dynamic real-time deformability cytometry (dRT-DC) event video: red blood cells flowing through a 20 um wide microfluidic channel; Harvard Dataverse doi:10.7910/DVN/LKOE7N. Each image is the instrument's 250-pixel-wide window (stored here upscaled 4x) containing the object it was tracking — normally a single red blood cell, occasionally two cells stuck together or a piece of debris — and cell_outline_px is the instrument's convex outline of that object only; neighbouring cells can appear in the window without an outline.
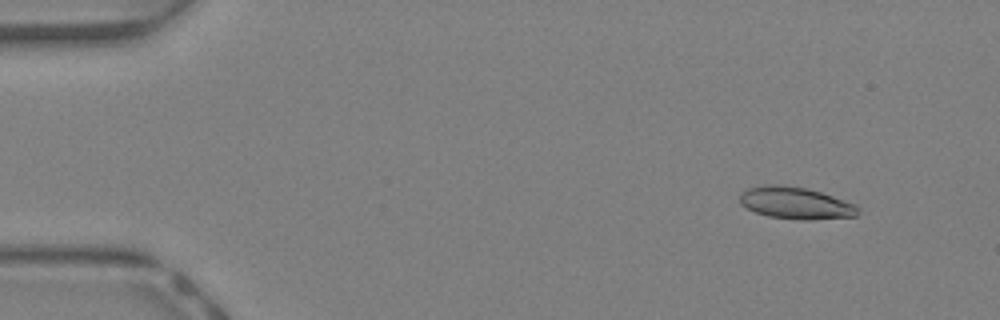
{"species": "Egyptian fruit bat (a non-hibernating species)", "species_latin": "Rousettus aegyptiacus", "temperature_condition": "warm", "stored_images_in_passage": 44, "camera_frame_rate_fps": 3000, "um_per_image_px": 0.085, "animal": {"sex": "female"}, "frame": {"image": 1, "passage_image": 4, "time_ms": 1.0, "image_size_px": [1000, 320], "cell_outline_px": [[860, 212], [856, 216], [812, 220], [800, 220], [768, 216], [756, 212], [740, 204], [740, 192], [748, 188], [768, 184], [780, 184], [804, 188], [820, 192], [856, 204], [860, 208]], "centroid_in_image_um": [67.64, 17.26], "position_along_channel_um": 17.4, "area_um2": 22.08}}
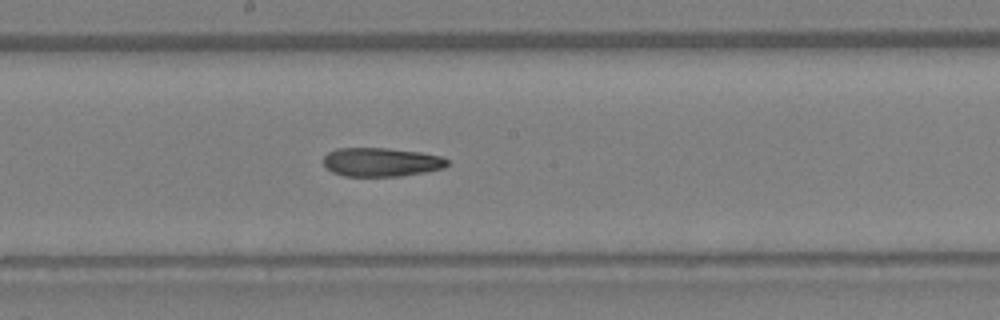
{"frame": {"image": 2, "passage_image": 24, "time_ms": 7.667, "image_size_px": [1000, 320], "cell_outline_px": [[448, 164], [444, 168], [424, 172], [400, 176], [344, 176], [332, 172], [324, 164], [324, 156], [328, 152], [336, 148], [388, 148], [420, 152], [440, 156], [448, 160]], "centroid_in_image_um": [32.4, 13.77], "position_along_channel_um": 215.8, "area_um2": 20.75}}
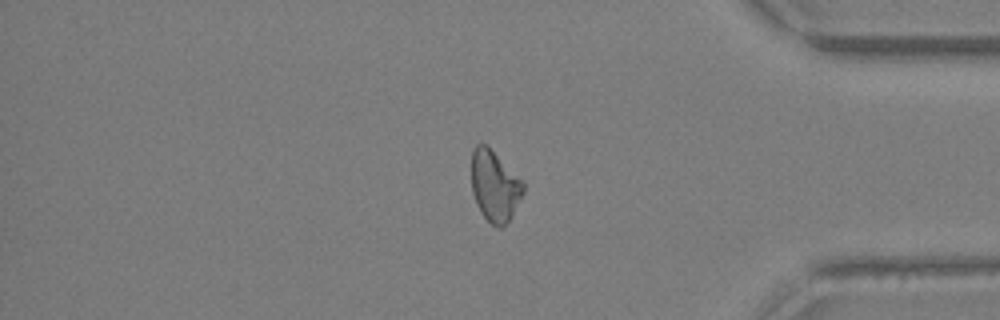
{"frame": {"image": 3, "passage_image": 37, "time_ms": 12.0, "image_size_px": [1000, 320], "cell_outline_px": [[524, 192], [512, 216], [500, 228], [496, 228], [480, 212], [476, 204], [472, 192], [472, 148], [476, 144], [484, 144], [524, 184]], "centroid_in_image_um": [42.02, 15.86], "position_along_channel_um": 393.2, "area_um2": 20.75}, "authors_computed_cell_mechanics": {"area_um2": 21.6461, "velocity_mm_per_s": 4.6343, "shape_relaxation_time_tau1_ms": 4.4294, "shape_relaxation_time_tau2_ms": 5.4132, "deformation_change_tau1": 0.1538, "deformation_change_tau2": 0.1658}}